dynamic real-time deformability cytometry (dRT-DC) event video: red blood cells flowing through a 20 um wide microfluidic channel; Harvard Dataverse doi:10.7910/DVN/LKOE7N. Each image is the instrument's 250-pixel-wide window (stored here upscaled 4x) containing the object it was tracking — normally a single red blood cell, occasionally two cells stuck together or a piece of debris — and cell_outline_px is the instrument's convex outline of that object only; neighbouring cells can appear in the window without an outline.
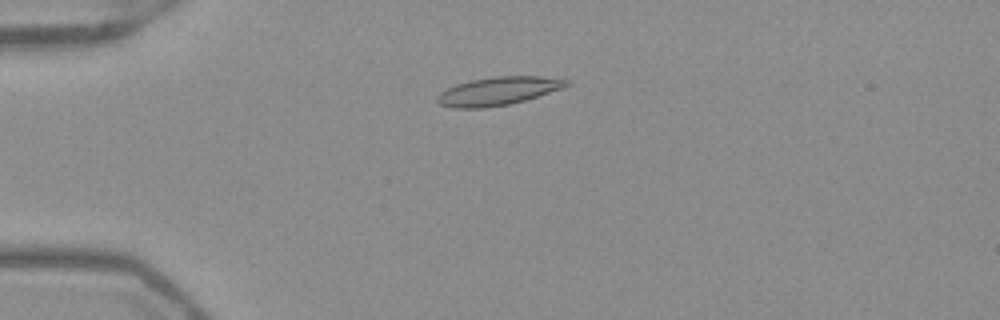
{"species": "Egyptian fruit bat (a non-hibernating species)", "species_latin": "Rousettus aegyptiacus", "temperature_condition": "warm", "stored_images_in_passage": 53, "camera_frame_rate_fps": 3000, "um_per_image_px": 0.085, "frame": {"image": 1, "passage_image": 14, "time_ms": 4.333, "image_size_px": [1000, 320], "cell_outline_px": [[572, 84], [564, 88], [524, 100], [508, 104], [484, 108], [452, 108], [440, 104], [436, 100], [436, 96], [440, 92], [456, 84], [472, 80], [496, 76], [540, 76], [572, 80]], "centroid_in_image_um": [42.37, 7.73], "position_along_channel_um": 42.6, "area_um2": 21.33}}
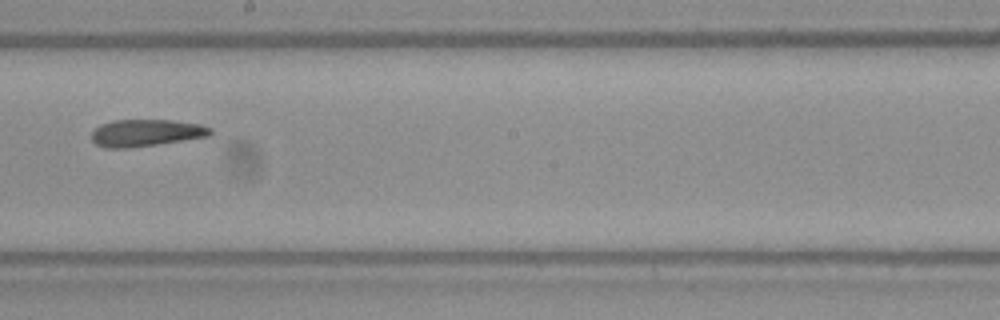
{"frame": {"image": 2, "passage_image": 31, "time_ms": 10.0, "image_size_px": [1000, 320], "cell_outline_px": [[212, 132], [208, 136], [132, 148], [104, 148], [96, 144], [92, 140], [92, 132], [100, 124], [112, 120], [172, 120], [200, 124], [212, 128]], "centroid_in_image_um": [12.39, 11.29], "position_along_channel_um": 235.8, "area_um2": 18.73}}
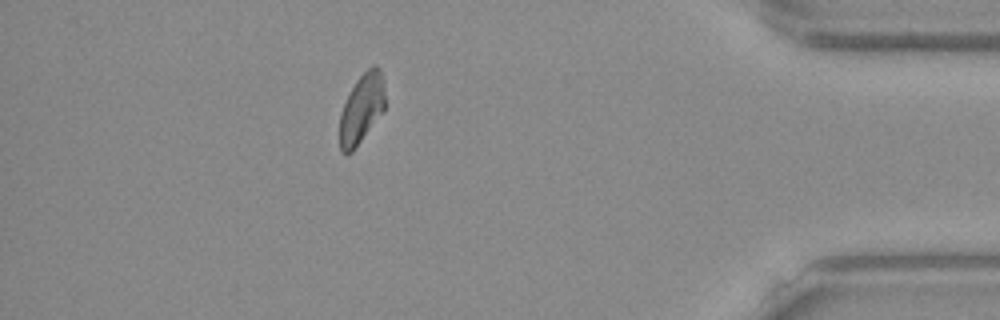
{"frame": {"image": 3, "passage_image": 47, "time_ms": 15.333, "image_size_px": [1000, 320], "cell_outline_px": [[384, 112], [352, 152], [340, 152], [340, 112], [356, 80], [372, 64], [376, 64], [380, 68], [384, 80]], "centroid_in_image_um": [30.76, 9.21], "position_along_channel_um": 404.4, "area_um2": 18.38}, "authors_computed_cell_mechanics": {"area_um2": 19.2474, "velocity_mm_per_s": 3.9321, "shape_relaxation_time_tau1_ms": null, "shape_relaxation_time_tau2_ms": 7.2336, "deformation_change_tau1": null, "deformation_change_tau2": 0.158}}